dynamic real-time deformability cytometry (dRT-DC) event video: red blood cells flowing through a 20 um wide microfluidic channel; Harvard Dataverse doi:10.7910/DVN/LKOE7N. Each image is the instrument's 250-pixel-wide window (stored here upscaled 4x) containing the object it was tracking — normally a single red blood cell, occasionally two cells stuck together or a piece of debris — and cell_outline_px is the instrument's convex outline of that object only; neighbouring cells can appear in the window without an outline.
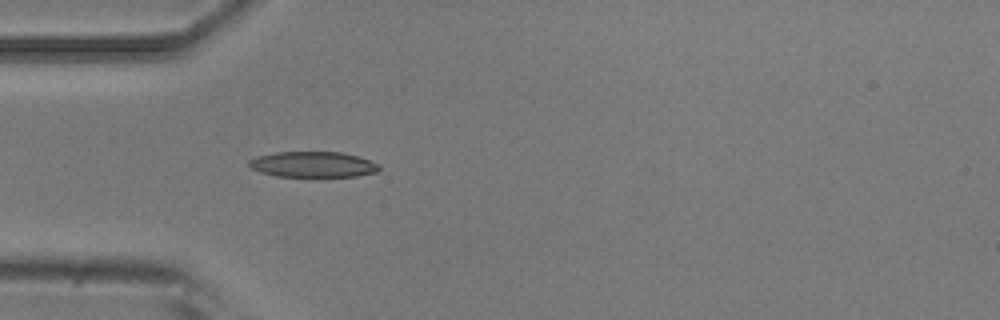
{"species": "common noctule bat (a hibernating species)", "species_latin": "Nyctalus noctula", "temperature_condition": "room temperature", "stored_images_in_passage": 5, "camera_frame_rate_fps": 3000, "um_per_image_px": 0.085, "animal": {"sex": "male", "body_mass_g": 20.5, "forearm_length_mm": 52.5}, "frame": {"image": 1, "passage_image": 5, "time_ms": 1.333, "image_size_px": [1000, 320], "cell_outline_px": [[380, 168], [376, 172], [356, 176], [276, 176], [260, 172], [252, 168], [248, 164], [248, 160], [256, 156], [276, 152], [340, 152], [356, 156], [380, 164]], "centroid_in_image_um": [26.57, 13.97], "position_along_channel_um": 58.4, "area_um2": 19.31}}